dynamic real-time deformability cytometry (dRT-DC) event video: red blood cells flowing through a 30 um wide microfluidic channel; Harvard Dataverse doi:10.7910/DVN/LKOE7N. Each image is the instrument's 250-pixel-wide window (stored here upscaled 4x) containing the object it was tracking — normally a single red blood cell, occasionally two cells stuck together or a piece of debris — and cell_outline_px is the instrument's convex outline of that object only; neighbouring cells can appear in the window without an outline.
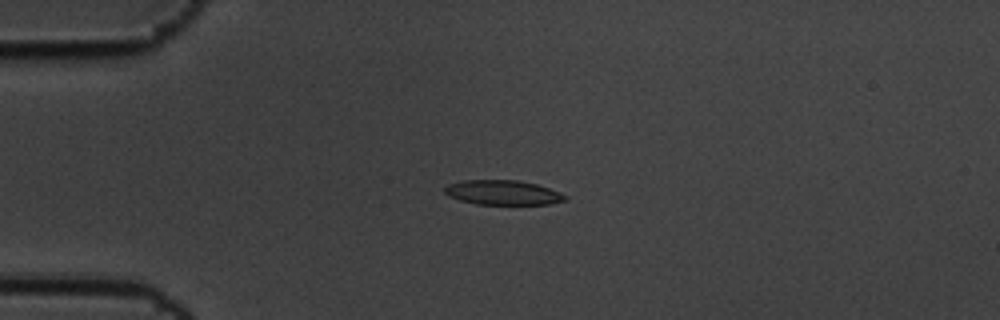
{"species": "common noctule bat (a hibernating species)", "species_latin": "Nyctalus noctula", "temperature_condition": "cold", "stored_images_in_passage": 46, "camera_frame_rate_fps": 3000, "um_per_image_px": 0.085, "animal": {"sex": "male", "body_mass_g": 19.5, "forearm_length_mm": 54.6}, "frame": {"image": 1, "passage_image": 2, "time_ms": 0.333, "image_size_px": [1000, 320], "cell_outline_px": [[568, 200], [548, 204], [476, 204], [460, 200], [448, 196], [444, 192], [444, 188], [448, 184], [464, 180], [516, 180], [536, 184], [548, 188], [568, 196]], "centroid_in_image_um": [42.73, 16.37], "position_along_channel_um": 42.3, "area_um2": 17.22}}
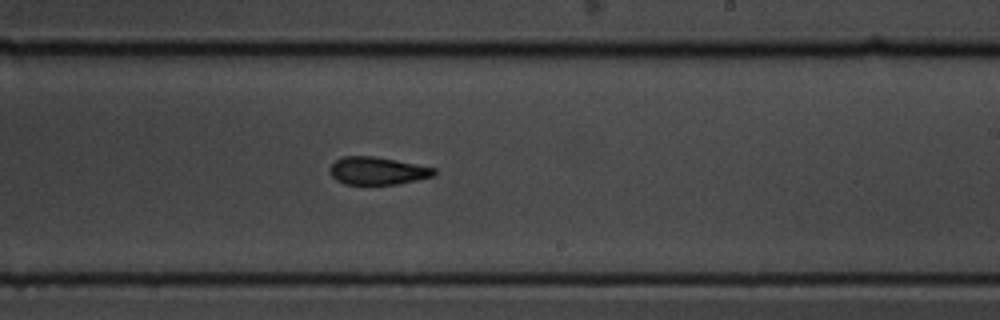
{"frame": {"image": 2, "passage_image": 23, "time_ms": 7.333, "image_size_px": [1000, 320], "cell_outline_px": [[436, 176], [396, 184], [344, 184], [336, 180], [328, 172], [328, 168], [336, 160], [344, 156], [376, 156], [436, 168]], "centroid_in_image_um": [32.08, 14.51], "position_along_channel_um": 256.9, "area_um2": 16.94}}
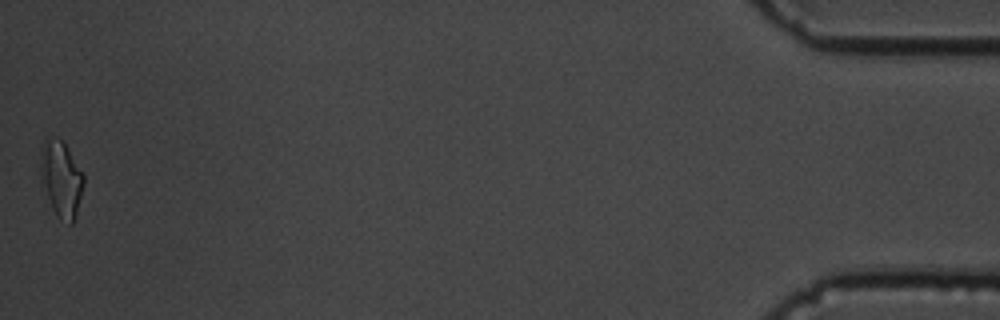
{"frame": {"image": 3, "passage_image": 46, "time_ms": 15.0, "image_size_px": [1000, 320], "cell_outline_px": [[84, 184], [76, 216], [72, 224], [60, 220], [56, 216], [52, 208], [40, 180], [40, 148], [44, 140], [56, 136], [64, 144], [84, 172]], "centroid_in_image_um": [5.19, 15.21], "position_along_channel_um": 430.0, "area_um2": 19.36}, "authors_computed_cell_mechanics": {"area_um2": 17.6868, "velocity_mm_per_s": 3.4348, "shape_relaxation_time_tau1_ms": 4.0307, "shape_relaxation_time_tau2_ms": 4.8047, "deformation_change_tau1": 0.1368, "deformation_change_tau2": 0.1285}}